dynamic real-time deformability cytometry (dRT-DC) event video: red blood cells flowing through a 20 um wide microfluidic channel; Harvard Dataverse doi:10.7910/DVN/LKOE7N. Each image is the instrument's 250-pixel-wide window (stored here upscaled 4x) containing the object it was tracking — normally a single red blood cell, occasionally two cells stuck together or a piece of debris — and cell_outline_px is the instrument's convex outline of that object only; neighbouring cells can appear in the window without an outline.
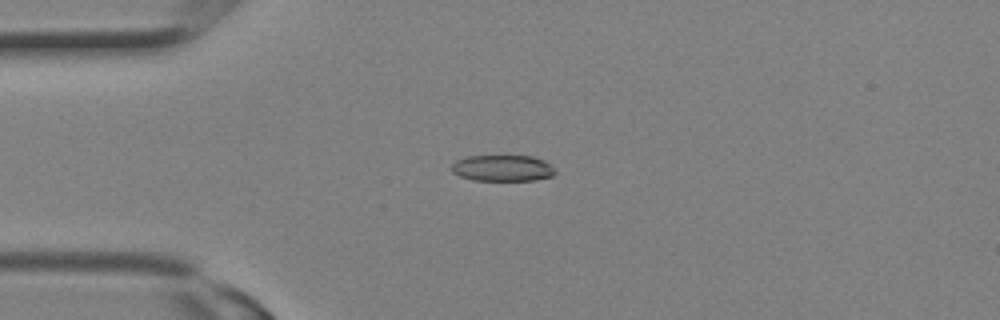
{"species": "Egyptian fruit bat (a non-hibernating species)", "species_latin": "Rousettus aegyptiacus", "temperature_condition": "room temperature", "stored_images_in_passage": 2, "camera_frame_rate_fps": 3000, "um_per_image_px": 0.085, "animal": {"sex": "female"}, "frame": {"image": 1, "passage_image": 2, "time_ms": 0.333, "image_size_px": [1000, 320], "cell_outline_px": [[556, 172], [552, 176], [536, 180], [472, 180], [460, 176], [452, 172], [452, 164], [456, 160], [468, 156], [532, 156], [544, 160]], "centroid_in_image_um": [42.7, 14.29], "position_along_channel_um": 42.3, "area_um2": 15.72}}